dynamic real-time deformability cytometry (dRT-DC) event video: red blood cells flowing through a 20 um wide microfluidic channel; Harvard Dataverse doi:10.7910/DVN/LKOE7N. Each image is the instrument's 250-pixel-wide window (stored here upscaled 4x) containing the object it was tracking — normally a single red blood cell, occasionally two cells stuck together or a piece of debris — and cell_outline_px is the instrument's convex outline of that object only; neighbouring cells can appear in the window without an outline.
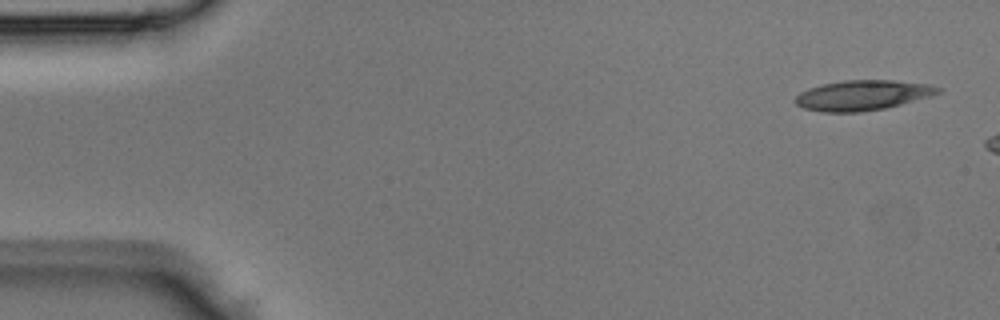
{"species": "Egyptian fruit bat (a non-hibernating species)", "species_latin": "Rousettus aegyptiacus", "temperature_condition": "room temperature", "stored_images_in_passage": 5, "camera_frame_rate_fps": 3000, "um_per_image_px": 0.085, "animal": {"sex": "male"}, "frame": {"image": 1, "passage_image": 1, "time_ms": 0.0, "image_size_px": [1000, 320], "cell_outline_px": [[944, 88], [940, 92], [928, 96], [900, 104], [884, 108], [860, 112], [820, 112], [804, 108], [796, 104], [796, 96], [800, 92], [808, 88], [824, 84], [844, 80], [892, 80], [928, 84]], "centroid_in_image_um": [73.3, 8.09], "position_along_channel_um": 11.7, "area_um2": 24.8}}